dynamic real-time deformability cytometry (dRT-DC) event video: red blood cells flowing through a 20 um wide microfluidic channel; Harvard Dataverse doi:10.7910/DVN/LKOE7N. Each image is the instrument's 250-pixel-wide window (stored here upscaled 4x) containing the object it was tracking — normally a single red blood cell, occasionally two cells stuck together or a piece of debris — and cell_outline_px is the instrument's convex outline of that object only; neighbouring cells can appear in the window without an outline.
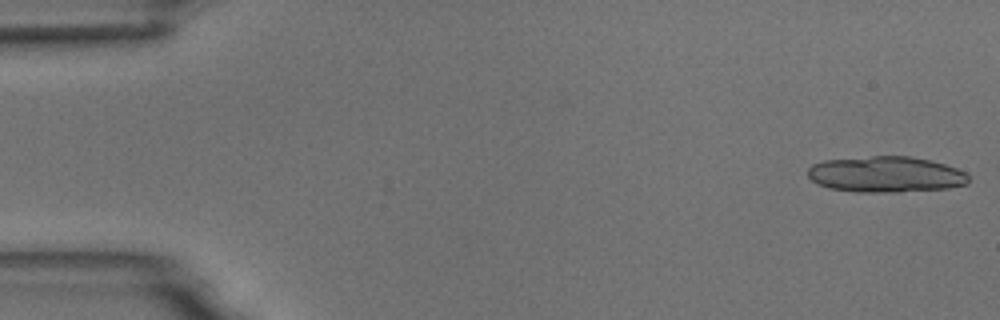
{"species": "common noctule bat (a hibernating species)", "species_latin": "Nyctalus noctula", "temperature_condition": "room temperature", "stored_images_in_passage": 4, "camera_frame_rate_fps": 3000, "um_per_image_px": 0.085, "animal": {"sex": "male", "body_mass_g": 18.8}, "frame": {"image": 1, "passage_image": 1, "time_ms": 0.0, "image_size_px": [1000, 320], "cell_outline_px": [[968, 184], [948, 188], [896, 192], [856, 192], [828, 188], [816, 184], [808, 176], [808, 168], [812, 164], [824, 160], [872, 156], [912, 156], [944, 164], [956, 168], [964, 172], [968, 176]], "centroid_in_image_um": [75.26, 14.82], "position_along_channel_um": 9.7, "area_um2": 33.76}}